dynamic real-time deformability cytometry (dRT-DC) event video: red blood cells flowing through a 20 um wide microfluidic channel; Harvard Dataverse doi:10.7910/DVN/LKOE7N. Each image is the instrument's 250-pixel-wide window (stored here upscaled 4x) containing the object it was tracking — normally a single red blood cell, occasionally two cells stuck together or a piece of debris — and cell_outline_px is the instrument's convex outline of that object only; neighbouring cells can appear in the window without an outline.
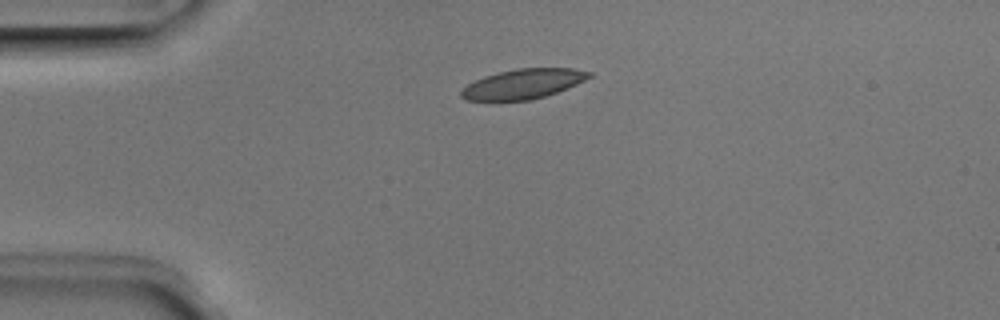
{"species": "Egyptian fruit bat (a non-hibernating species)", "species_latin": "Rousettus aegyptiacus", "temperature_condition": "room temperature", "stored_images_in_passage": 40, "camera_frame_rate_fps": 3000, "um_per_image_px": 0.085, "animal": {"sex": "male"}, "frame": {"image": 1, "passage_image": 1, "time_ms": 0.0, "image_size_px": [1000, 320], "cell_outline_px": [[592, 76], [568, 88], [544, 96], [528, 100], [468, 100], [460, 96], [460, 92], [468, 84], [484, 76], [516, 68], [572, 68], [592, 72]], "centroid_in_image_um": [44.48, 7.12], "position_along_channel_um": 40.5, "area_um2": 21.91}}
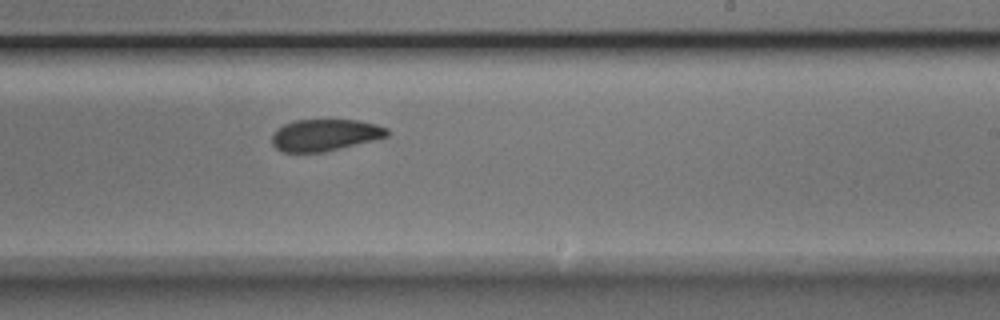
{"frame": {"image": 2, "passage_image": 20, "time_ms": 6.333, "image_size_px": [1000, 320], "cell_outline_px": [[388, 136], [376, 140], [324, 152], [284, 152], [276, 148], [272, 144], [272, 132], [284, 124], [296, 120], [356, 120], [376, 124], [388, 128]], "centroid_in_image_um": [27.62, 11.48], "position_along_channel_um": 261.4, "area_um2": 21.39}}
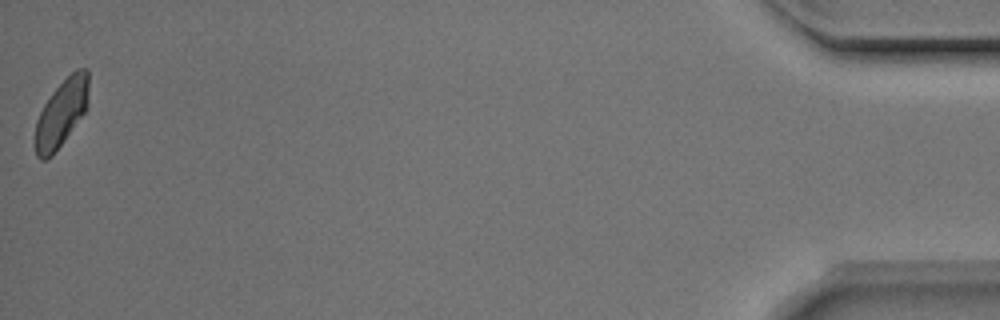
{"frame": {"image": 3, "passage_image": 40, "time_ms": 13.0, "image_size_px": [1000, 320], "cell_outline_px": [[88, 104], [84, 112], [52, 156], [44, 160], [40, 160], [36, 156], [36, 120], [44, 104], [52, 92], [76, 68], [88, 68]], "centroid_in_image_um": [5.22, 9.59], "position_along_channel_um": 430.0, "area_um2": 20.52}, "authors_computed_cell_mechanics": {"area_um2": 22.0507, "velocity_mm_per_s": 3.9446, "shape_relaxation_time_tau1_ms": 2.3219, "shape_relaxation_time_tau2_ms": 4.6904, "deformation_change_tau1": 0.0949, "deformation_change_tau2": 0.0844}}